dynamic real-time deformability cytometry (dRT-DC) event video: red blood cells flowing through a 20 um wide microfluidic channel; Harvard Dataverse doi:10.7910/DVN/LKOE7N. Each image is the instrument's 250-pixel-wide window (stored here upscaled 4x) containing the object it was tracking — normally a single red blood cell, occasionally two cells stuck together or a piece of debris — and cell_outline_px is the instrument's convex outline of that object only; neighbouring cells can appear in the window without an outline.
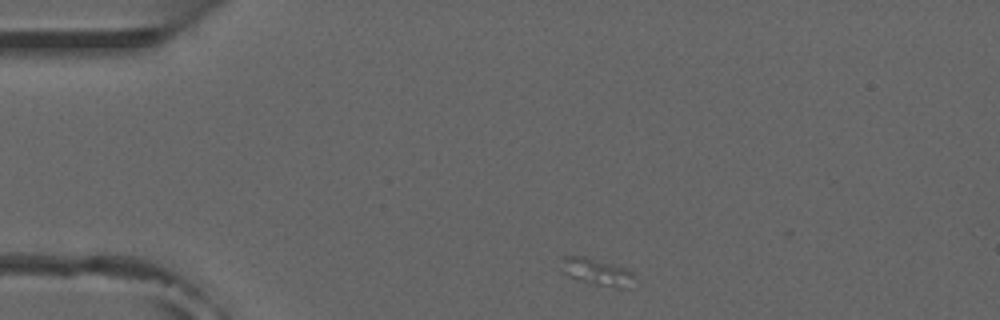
{"species": "common noctule bat (a hibernating species)", "species_latin": "Nyctalus noctula", "temperature_condition": "room temperature", "stored_images_in_passage": 5, "camera_frame_rate_fps": 3000, "um_per_image_px": 0.085, "animal": {"sex": "male", "forearm_length_mm": 52.5}, "frame": {"image": 1, "passage_image": 1, "time_ms": 0.0, "image_size_px": [1000, 320], "cell_outline_px": [[636, 276], [620, 288], [616, 288], [576, 280], [564, 272], [564, 256], [584, 256], [612, 264], [624, 268], [632, 272]], "centroid_in_image_um": [50.72, 23.1], "position_along_channel_um": 34.3, "area_um2": 10.75}}